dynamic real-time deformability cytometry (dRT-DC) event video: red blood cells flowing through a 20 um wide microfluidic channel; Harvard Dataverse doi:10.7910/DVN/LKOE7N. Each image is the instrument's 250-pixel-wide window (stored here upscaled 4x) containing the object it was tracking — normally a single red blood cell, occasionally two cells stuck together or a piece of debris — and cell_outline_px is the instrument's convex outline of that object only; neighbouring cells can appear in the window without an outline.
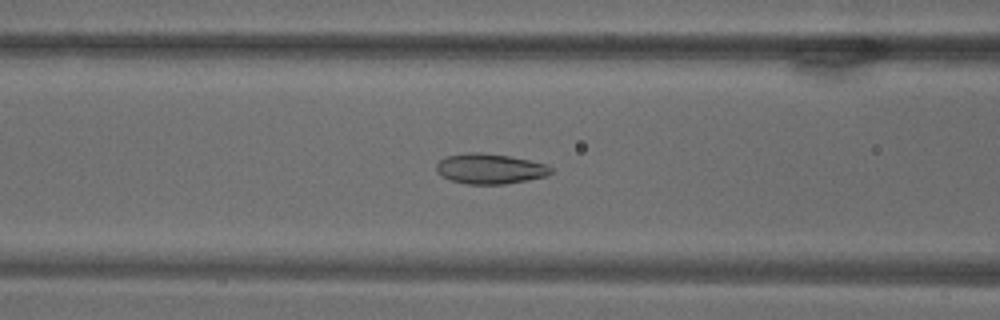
{"species": "common noctule bat (a hibernating species)", "species_latin": "Nyctalus noctula", "temperature_condition": "warm", "stored_images_in_passage": 72, "camera_frame_rate_fps": 3000, "um_per_image_px": 0.085, "animal": {"sex": "male", "body_mass_g": 18.8}, "frame": {"image": 1, "passage_image": 30, "time_ms": 9.667, "image_size_px": [1000, 320], "cell_outline_px": [[552, 172], [548, 176], [528, 180], [504, 184], [468, 184], [452, 180], [436, 172], [436, 164], [440, 160], [448, 156], [468, 152], [480, 152], [508, 156], [548, 164], [552, 168]], "centroid_in_image_um": [41.68, 14.34], "position_along_channel_um": 124.9, "area_um2": 20.11}}
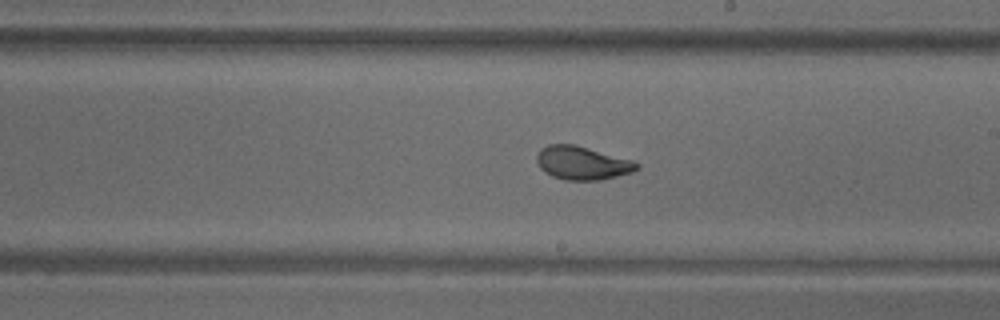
{"frame": {"image": 2, "passage_image": 42, "time_ms": 13.667, "image_size_px": [1000, 320], "cell_outline_px": [[640, 168], [632, 172], [600, 180], [564, 180], [552, 176], [544, 172], [540, 168], [536, 160], [536, 156], [540, 148], [548, 144], [572, 144], [588, 148], [632, 160], [640, 164]], "centroid_in_image_um": [49.46, 13.86], "position_along_channel_um": 239.5, "area_um2": 19.48}}
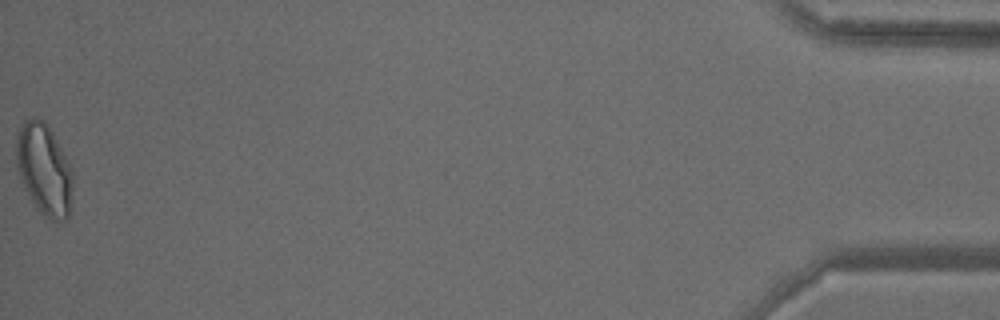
{"frame": {"image": 3, "passage_image": 72, "time_ms": 23.667, "image_size_px": [1000, 320], "cell_outline_px": [[72, 184], [68, 216], [64, 220], [52, 220], [44, 216], [36, 208], [20, 180], [16, 168], [16, 140], [20, 128], [24, 120], [36, 116], [44, 120], [48, 124], [72, 168]], "centroid_in_image_um": [3.73, 14.36], "position_along_channel_um": 431.5, "area_um2": 30.11}}